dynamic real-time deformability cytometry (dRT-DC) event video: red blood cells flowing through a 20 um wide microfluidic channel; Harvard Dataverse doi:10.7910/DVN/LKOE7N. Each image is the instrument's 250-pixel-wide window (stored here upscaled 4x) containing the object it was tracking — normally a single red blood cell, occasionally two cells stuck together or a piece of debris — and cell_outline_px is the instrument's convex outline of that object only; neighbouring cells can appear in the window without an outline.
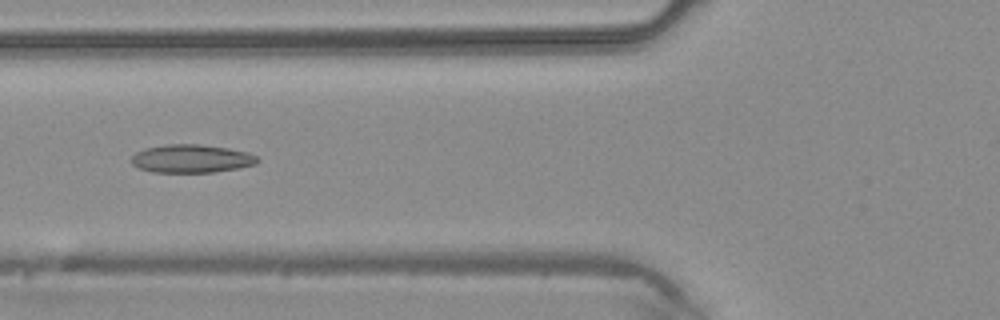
{"species": "common noctule bat (a hibernating species)", "species_latin": "Nyctalus noctula", "temperature_condition": "warm", "stored_images_in_passage": 5, "camera_frame_rate_fps": 3000, "um_per_image_px": 0.085, "animal": {"sex": "male", "body_mass_g": 20.4}, "frame": {"image": 1, "passage_image": 5, "time_ms": 1.333, "image_size_px": [1000, 320], "cell_outline_px": [[260, 160], [256, 164], [240, 168], [212, 172], [152, 172], [140, 168], [132, 164], [128, 160], [136, 152], [144, 148], [164, 144], [200, 144], [228, 148], [248, 152], [256, 156]], "centroid_in_image_um": [16.25, 13.48], "position_along_channel_um": 109.5, "area_um2": 20.92}}